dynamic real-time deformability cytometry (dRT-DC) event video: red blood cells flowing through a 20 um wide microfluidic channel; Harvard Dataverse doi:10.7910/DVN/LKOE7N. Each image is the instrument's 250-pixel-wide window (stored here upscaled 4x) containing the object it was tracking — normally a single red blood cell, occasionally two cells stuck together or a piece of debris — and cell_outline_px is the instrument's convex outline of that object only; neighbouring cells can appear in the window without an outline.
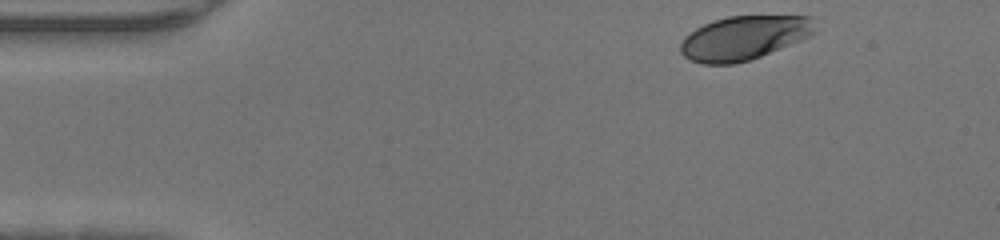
{"species": "human", "species_latin": "Homo sapiens", "temperature_condition": "warm", "stored_images_in_passage": 42, "camera_frame_rate_fps": 3000, "um_per_image_px": 0.085, "donor": {"sex": "male"}, "frame": {"image": 1, "passage_image": 1, "time_ms": 0.0, "image_size_px": [1000, 240], "cell_outline_px": [[816, 32], [812, 36], [752, 60], [732, 64], [704, 64], [692, 60], [684, 56], [680, 52], [680, 44], [684, 36], [696, 28], [712, 20], [728, 16], [812, 16], [816, 28]], "centroid_in_image_um": [63.26, 3.22], "position_along_channel_um": 21.7, "area_um2": 34.85}}
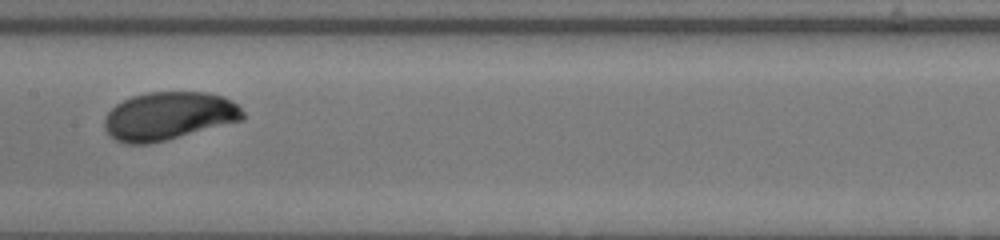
{"frame": {"image": 2, "passage_image": 19, "time_ms": 6.0, "image_size_px": [1000, 240], "cell_outline_px": [[244, 120], [148, 144], [124, 144], [116, 140], [104, 128], [104, 116], [116, 104], [132, 96], [148, 92], [208, 92], [224, 96], [236, 104], [244, 112]], "centroid_in_image_um": [14.33, 9.85], "position_along_channel_um": 193.1, "area_um2": 38.73}}
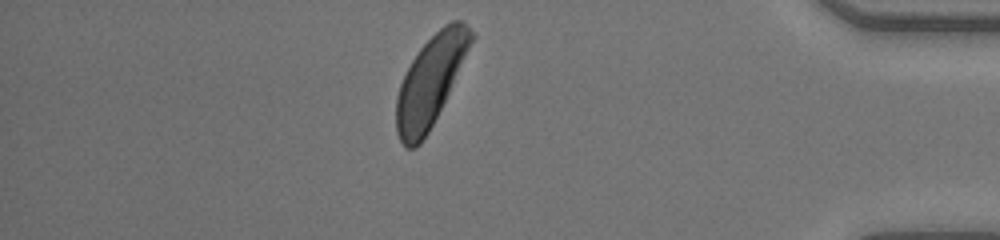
{"frame": {"image": 3, "passage_image": 36, "time_ms": 11.667, "image_size_px": [1000, 240], "cell_outline_px": [[476, 36], [428, 132], [420, 144], [416, 148], [404, 148], [396, 132], [396, 96], [400, 84], [412, 60], [420, 48], [444, 24], [452, 20], [460, 20]], "centroid_in_image_um": [36.57, 6.9], "position_along_channel_um": 398.6, "area_um2": 38.38}}